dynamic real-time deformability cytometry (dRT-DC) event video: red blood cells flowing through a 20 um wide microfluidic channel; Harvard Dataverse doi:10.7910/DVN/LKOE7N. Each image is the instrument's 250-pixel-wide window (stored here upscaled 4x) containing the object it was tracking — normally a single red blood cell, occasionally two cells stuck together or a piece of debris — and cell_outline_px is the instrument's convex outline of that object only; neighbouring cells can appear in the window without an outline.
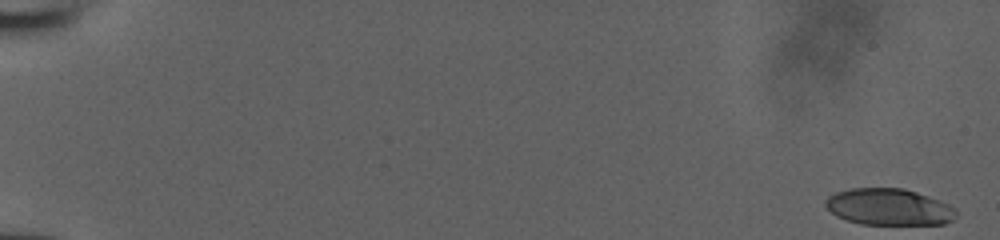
{"species": "human", "species_latin": "Homo sapiens", "temperature_condition": "room temperature", "stored_images_in_passage": 52, "camera_frame_rate_fps": 3000, "um_per_image_px": 0.085, "donor": {"sex": "male"}, "frame": {"image": 1, "passage_image": 1, "time_ms": 0.0, "image_size_px": [1000, 240], "cell_outline_px": [[956, 216], [952, 220], [944, 224], [860, 224], [836, 216], [824, 204], [824, 200], [828, 196], [836, 192], [852, 188], [904, 188], [940, 200], [956, 208]], "centroid_in_image_um": [75.56, 17.59], "position_along_channel_um": 9.4, "area_um2": 27.86}}
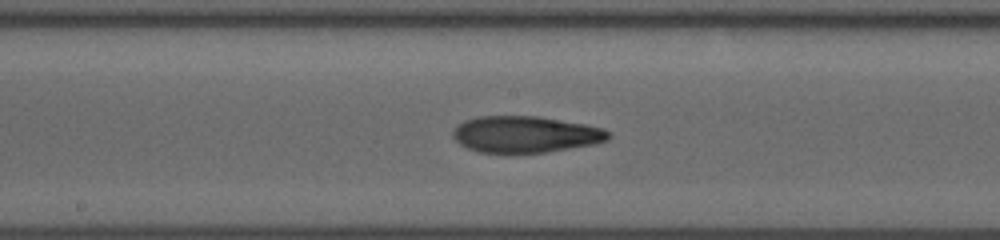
{"frame": {"image": 2, "passage_image": 30, "time_ms": 9.667, "image_size_px": [1000, 240], "cell_outline_px": [[612, 136], [608, 140], [592, 144], [544, 152], [512, 156], [480, 152], [468, 148], [460, 144], [452, 136], [452, 132], [456, 124], [464, 120], [480, 116], [540, 116], [584, 124], [604, 128], [612, 132]], "centroid_in_image_um": [44.63, 11.44], "position_along_channel_um": 203.6, "area_um2": 33.93}}
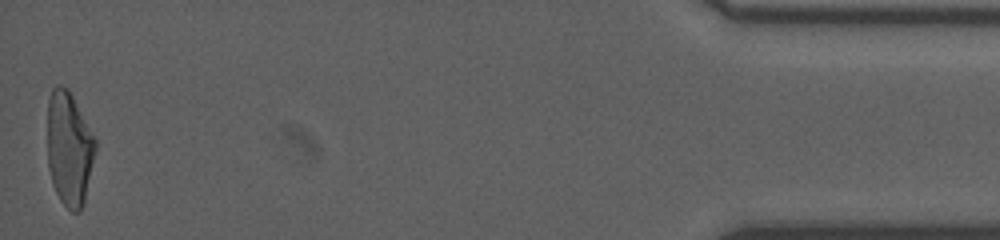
{"frame": {"image": 3, "passage_image": 52, "time_ms": 17.0, "image_size_px": [1000, 240], "cell_outline_px": [[96, 148], [84, 204], [80, 212], [72, 212], [60, 200], [52, 184], [48, 168], [48, 100], [52, 88], [56, 84], [60, 84], [68, 88], [96, 140]], "centroid_in_image_um": [5.87, 12.64], "position_along_channel_um": 429.3, "area_um2": 31.91}}